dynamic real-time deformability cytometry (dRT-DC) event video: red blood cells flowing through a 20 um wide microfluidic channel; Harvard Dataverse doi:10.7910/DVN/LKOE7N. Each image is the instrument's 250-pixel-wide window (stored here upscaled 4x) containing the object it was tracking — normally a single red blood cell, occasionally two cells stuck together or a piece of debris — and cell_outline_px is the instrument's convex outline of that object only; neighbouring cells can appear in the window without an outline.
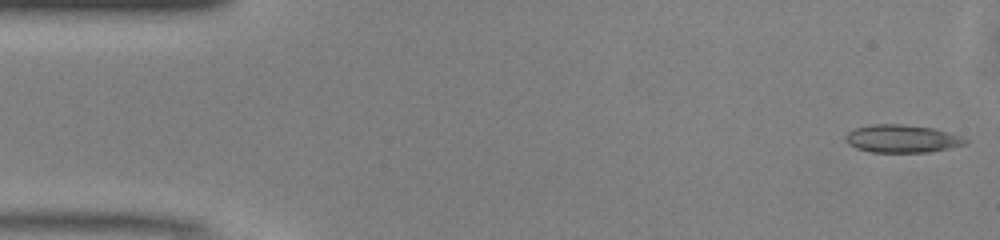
{"species": "common noctule bat (a hibernating species)", "species_latin": "Nyctalus noctula", "temperature_condition": "warm", "stored_images_in_passage": 48, "camera_frame_rate_fps": 3000, "um_per_image_px": 0.085, "animal": {"sex": "male", "body_mass_g": 13.0, "forearm_length_mm": 53.1}, "frame": {"image": 1, "passage_image": 1, "time_ms": 0.0, "image_size_px": [1000, 240], "cell_outline_px": [[968, 140], [964, 144], [948, 148], [928, 152], [872, 152], [856, 148], [848, 144], [844, 140], [844, 136], [848, 132], [856, 128], [872, 124], [904, 124], [932, 128], [948, 132], [960, 136]], "centroid_in_image_um": [76.62, 11.78], "position_along_channel_um": 8.4, "area_um2": 19.31}}
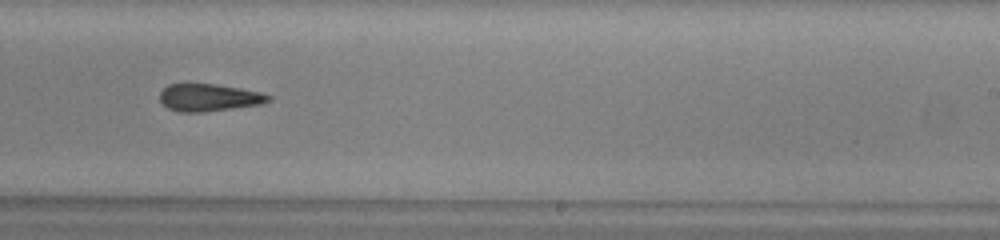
{"frame": {"image": 2, "passage_image": 29, "time_ms": 9.333, "image_size_px": [1000, 240], "cell_outline_px": [[272, 100], [260, 104], [204, 112], [180, 112], [168, 108], [160, 100], [160, 92], [168, 84], [216, 84], [240, 88], [260, 92], [272, 96]], "centroid_in_image_um": [17.77, 8.29], "position_along_channel_um": 271.2, "area_um2": 17.22}}
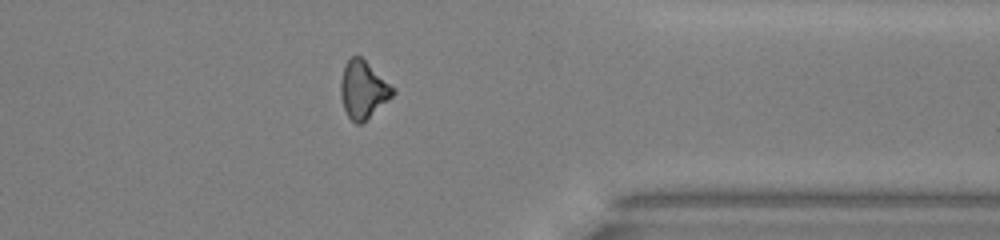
{"frame": {"image": 3, "passage_image": 38, "time_ms": 12.333, "image_size_px": [1000, 240], "cell_outline_px": [[396, 92], [388, 100], [360, 124], [356, 124], [348, 116], [344, 108], [340, 96], [340, 84], [344, 64], [352, 56], [360, 56], [396, 88]], "centroid_in_image_um": [30.87, 7.6], "position_along_channel_um": 380.5, "area_um2": 17.34}, "authors_computed_cell_mechanics": {"area_um2": 18.0625, "velocity_mm_per_s": 4.1163, "shape_relaxation_time_tau1_ms": null, "shape_relaxation_time_tau2_ms": 5.5392, "deformation_change_tau1": null, "deformation_change_tau2": 0.1449}}